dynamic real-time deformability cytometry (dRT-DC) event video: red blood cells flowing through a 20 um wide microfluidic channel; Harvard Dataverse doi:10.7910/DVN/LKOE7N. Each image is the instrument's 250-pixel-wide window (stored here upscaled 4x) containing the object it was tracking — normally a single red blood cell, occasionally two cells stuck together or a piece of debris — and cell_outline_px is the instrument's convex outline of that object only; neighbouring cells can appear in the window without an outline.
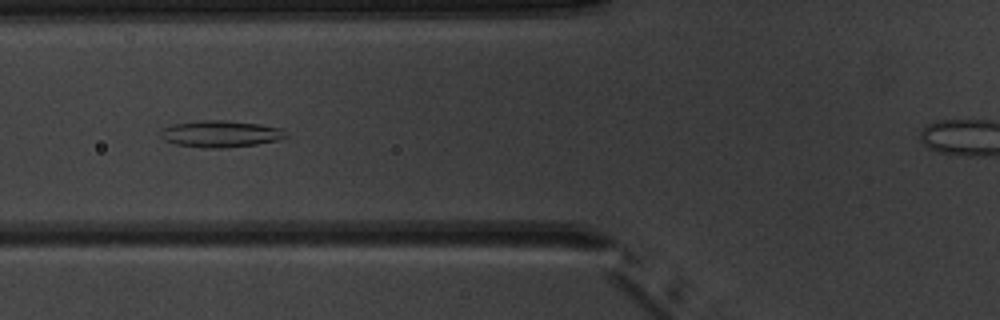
{"species": "common noctule bat (a hibernating species)", "species_latin": "Nyctalus noctula", "temperature_condition": "warm", "stored_images_in_passage": 7, "camera_frame_rate_fps": 3000, "um_per_image_px": 0.085, "animal": {"sex": "male", "body_mass_g": 20.1, "forearm_length_mm": 53.5}, "frame": {"image": 1, "passage_image": 5, "time_ms": 4.667, "image_size_px": [1000, 320], "cell_outline_px": [[288, 136], [276, 140], [256, 144], [220, 148], [204, 148], [176, 144], [164, 140], [160, 136], [160, 128], [172, 124], [200, 120], [228, 120], [260, 124], [280, 128]], "centroid_in_image_um": [18.68, 11.37], "position_along_channel_um": 107.1, "area_um2": 19.48}}